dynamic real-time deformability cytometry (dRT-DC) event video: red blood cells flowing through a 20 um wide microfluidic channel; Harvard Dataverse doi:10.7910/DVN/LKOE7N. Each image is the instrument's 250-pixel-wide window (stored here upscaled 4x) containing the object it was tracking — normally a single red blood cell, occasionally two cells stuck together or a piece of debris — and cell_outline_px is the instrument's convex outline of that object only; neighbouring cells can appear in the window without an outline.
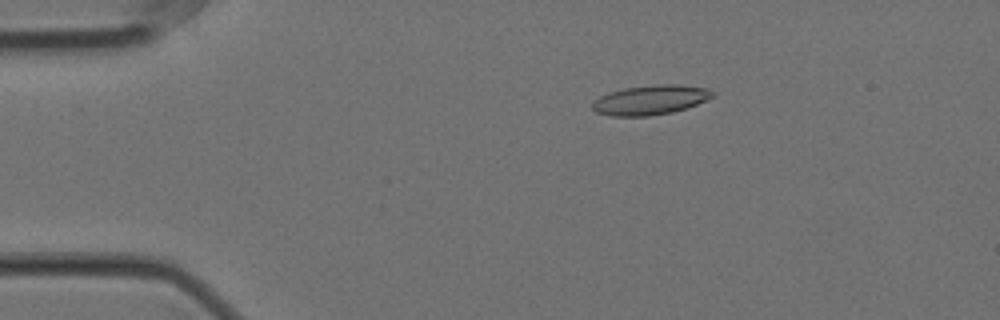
{"species": "Egyptian fruit bat (a non-hibernating species)", "species_latin": "Rousettus aegyptiacus", "temperature_condition": "cold", "stored_images_in_passage": 58, "camera_frame_rate_fps": 3000, "um_per_image_px": 0.085, "animal": {"sex": "female"}, "frame": {"image": 1, "passage_image": 11, "time_ms": 3.333, "image_size_px": [1000, 320], "cell_outline_px": [[712, 96], [696, 104], [672, 112], [648, 116], [612, 116], [596, 112], [592, 108], [592, 100], [608, 92], [624, 88], [656, 84], [680, 84], [708, 88], [712, 92]], "centroid_in_image_um": [55.22, 8.48], "position_along_channel_um": 29.8, "area_um2": 20.63}}
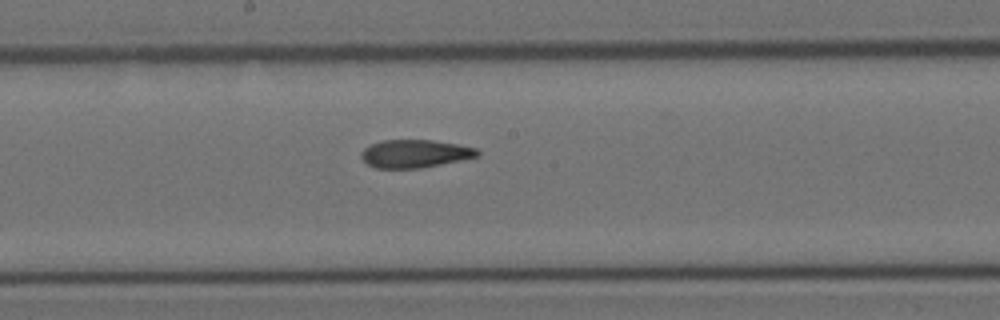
{"frame": {"image": 2, "passage_image": 31, "time_ms": 10.0, "image_size_px": [1000, 320], "cell_outline_px": [[480, 156], [420, 168], [376, 168], [368, 164], [360, 156], [360, 152], [364, 148], [372, 144], [384, 140], [432, 140], [456, 144], [476, 148], [480, 152]], "centroid_in_image_um": [35.26, 13.06], "position_along_channel_um": 212.9, "area_um2": 18.79}}
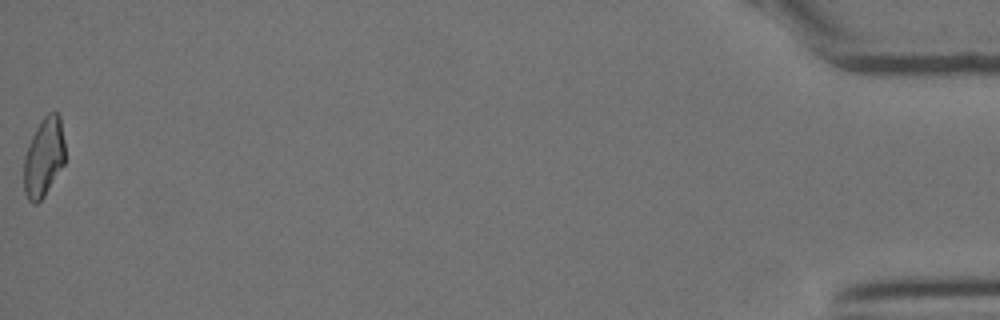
{"frame": {"image": 3, "passage_image": 58, "time_ms": 19.0, "image_size_px": [1000, 320], "cell_outline_px": [[64, 164], [44, 196], [36, 204], [32, 204], [28, 200], [24, 192], [24, 156], [32, 136], [40, 120], [48, 112], [56, 112], [60, 116], [64, 140]], "centroid_in_image_um": [3.72, 13.37], "position_along_channel_um": 431.5, "area_um2": 18.96}, "authors_computed_cell_mechanics": {"area_um2": 19.7387, "velocity_mm_per_s": 3.5391, "shape_relaxation_time_tau1_ms": null, "shape_relaxation_time_tau2_ms": 3.8062, "deformation_change_tau1": null, "deformation_change_tau2": 0.1244}}